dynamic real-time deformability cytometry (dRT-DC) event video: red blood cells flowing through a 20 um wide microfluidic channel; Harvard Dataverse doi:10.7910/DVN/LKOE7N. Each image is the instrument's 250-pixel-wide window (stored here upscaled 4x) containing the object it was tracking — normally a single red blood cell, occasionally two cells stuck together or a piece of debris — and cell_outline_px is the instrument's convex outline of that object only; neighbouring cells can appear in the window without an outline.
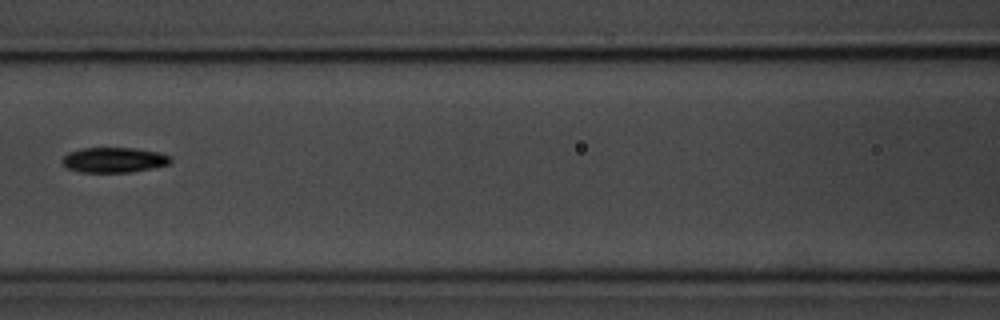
{"species": "common noctule bat (a hibernating species)", "species_latin": "Nyctalus noctula", "temperature_condition": "room temperature", "stored_images_in_passage": 7, "camera_frame_rate_fps": 3000, "um_per_image_px": 0.085, "animal": {"sex": "male", "body_mass_g": 20.1, "forearm_length_mm": 53.5}, "frame": {"image": 1, "passage_image": 5, "time_ms": 1.333, "image_size_px": [1000, 320], "cell_outline_px": [[172, 160], [168, 164], [152, 168], [132, 172], [80, 172], [68, 168], [60, 160], [68, 152], [84, 148], [132, 148], [160, 152], [172, 156]], "centroid_in_image_um": [9.7, 13.59], "position_along_channel_um": 156.9, "area_um2": 15.9}}
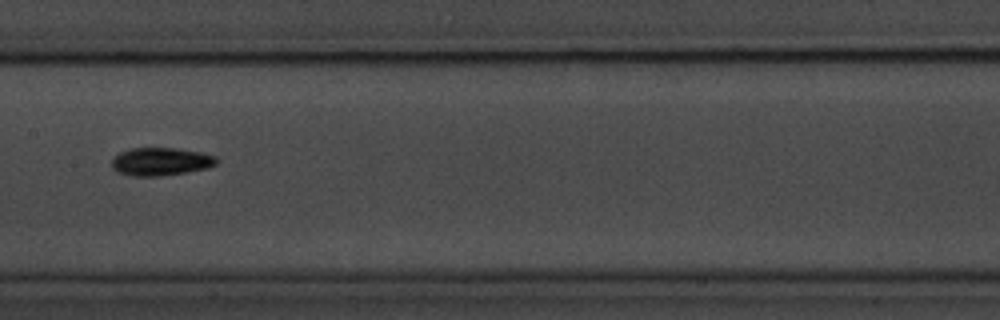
{"frame": {"image": 2, "passage_image": 6, "time_ms": 1.667, "image_size_px": [1000, 320], "cell_outline_px": [[216, 164], [208, 168], [184, 172], [156, 176], [132, 176], [120, 172], [112, 168], [112, 156], [120, 152], [132, 148], [176, 148], [200, 152], [216, 156]], "centroid_in_image_um": [13.64, 13.72], "position_along_channel_um": 193.8, "area_um2": 16.94}}